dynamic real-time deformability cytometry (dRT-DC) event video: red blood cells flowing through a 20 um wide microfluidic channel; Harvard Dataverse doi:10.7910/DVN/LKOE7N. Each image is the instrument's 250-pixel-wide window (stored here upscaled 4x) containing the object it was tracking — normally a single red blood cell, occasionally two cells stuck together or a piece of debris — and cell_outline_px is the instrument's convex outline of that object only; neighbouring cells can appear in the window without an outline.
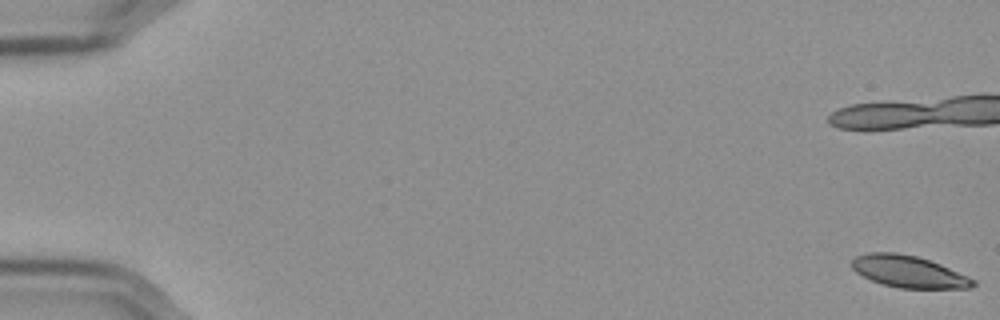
{"species": "Egyptian fruit bat (a non-hibernating species)", "species_latin": "Rousettus aegyptiacus", "temperature_condition": "cold", "stored_images_in_passage": 59, "camera_frame_rate_fps": 3000, "um_per_image_px": 0.085, "frame": {"image": 1, "passage_image": 1, "time_ms": 0.0, "image_size_px": [1000, 320], "cell_outline_px": [[976, 284], [972, 288], [900, 288], [884, 284], [872, 280], [856, 272], [848, 264], [856, 256], [868, 252], [896, 252], [916, 256], [940, 264], [968, 276], [976, 280]], "centroid_in_image_um": [77.22, 23.08], "position_along_channel_um": 7.8, "area_um2": 22.48}}
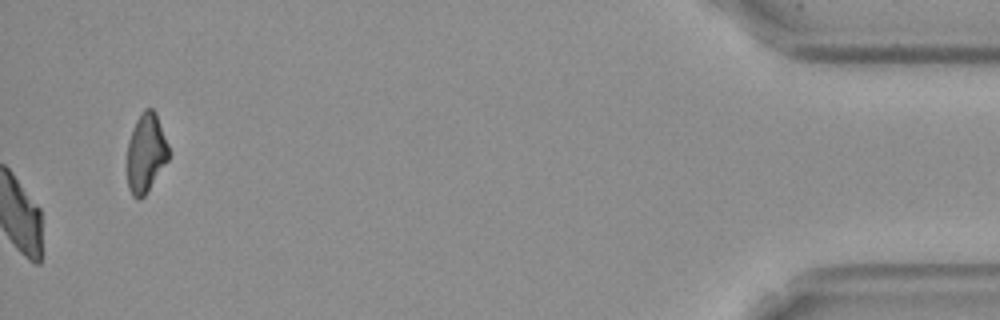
{"frame": {"image": 2, "passage_image": 59, "time_ms": 19.333, "image_size_px": [1000, 320], "cell_outline_px": [[168, 160], [148, 192], [140, 200], [136, 200], [132, 196], [128, 188], [128, 140], [136, 120], [140, 112], [144, 108], [152, 108], [156, 112], [168, 144]], "centroid_in_image_um": [12.4, 13.02], "position_along_channel_um": 422.8, "area_um2": 19.25}, "authors_computed_cell_mechanics": {"area_um2": 24.2182, "velocity_mm_per_s": 3.5606, "shape_relaxation_time_tau1_ms": 7.7885, "shape_relaxation_time_tau2_ms": null, "deformation_change_tau1": 0.1831, "deformation_change_tau2": null}}